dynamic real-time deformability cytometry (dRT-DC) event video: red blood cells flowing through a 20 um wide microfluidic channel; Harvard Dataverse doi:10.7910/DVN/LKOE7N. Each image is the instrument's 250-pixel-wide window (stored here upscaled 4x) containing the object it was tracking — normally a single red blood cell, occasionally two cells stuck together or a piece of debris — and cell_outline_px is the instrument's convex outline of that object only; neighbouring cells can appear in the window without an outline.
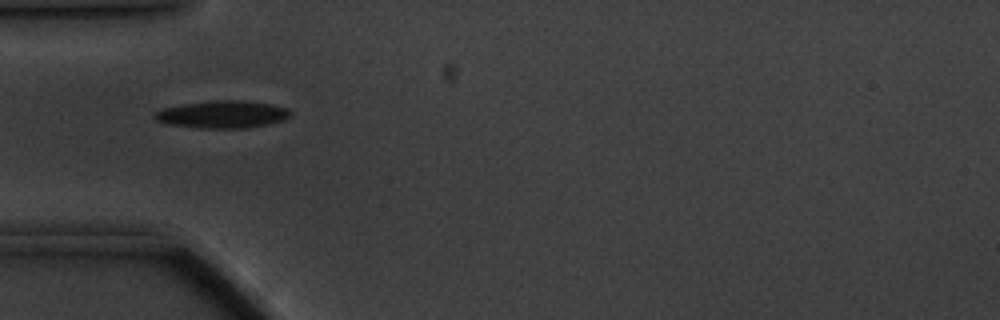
{"species": "common noctule bat (a hibernating species)", "species_latin": "Nyctalus noctula", "temperature_condition": "cold", "stored_images_in_passage": 41, "camera_frame_rate_fps": 3000, "um_per_image_px": 0.085, "animal": {"sex": "male", "body_mass_g": 20.1, "forearm_length_mm": 53.5}, "frame": {"image": 1, "passage_image": 1, "time_ms": 0.0, "image_size_px": [1000, 320], "cell_outline_px": [[292, 116], [284, 120], [268, 124], [248, 128], [200, 128], [164, 124], [156, 120], [152, 116], [156, 112], [164, 108], [184, 104], [216, 100], [240, 100], [272, 104], [288, 108], [292, 112]], "centroid_in_image_um": [18.94, 9.73], "position_along_channel_um": 66.1, "area_um2": 21.85}}
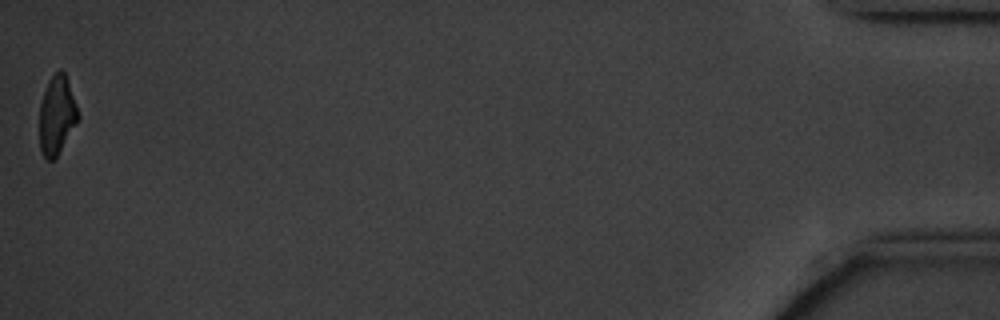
{"frame": {"image": 2, "passage_image": 41, "time_ms": 13.333, "image_size_px": [1000, 320], "cell_outline_px": [[80, 116], [56, 156], [52, 160], [48, 160], [44, 156], [40, 148], [40, 104], [48, 80], [60, 68], [64, 72], [76, 104]], "centroid_in_image_um": [4.82, 9.76], "position_along_channel_um": 430.4, "area_um2": 17.17}, "authors_computed_cell_mechanics": {"area_um2": 20.1144, "velocity_mm_per_s": 3.4558, "shape_relaxation_time_tau1_ms": 3.4825, "shape_relaxation_time_tau2_ms": 5.4087, "deformation_change_tau1": 0.1364, "deformation_change_tau2": 0.1403}}